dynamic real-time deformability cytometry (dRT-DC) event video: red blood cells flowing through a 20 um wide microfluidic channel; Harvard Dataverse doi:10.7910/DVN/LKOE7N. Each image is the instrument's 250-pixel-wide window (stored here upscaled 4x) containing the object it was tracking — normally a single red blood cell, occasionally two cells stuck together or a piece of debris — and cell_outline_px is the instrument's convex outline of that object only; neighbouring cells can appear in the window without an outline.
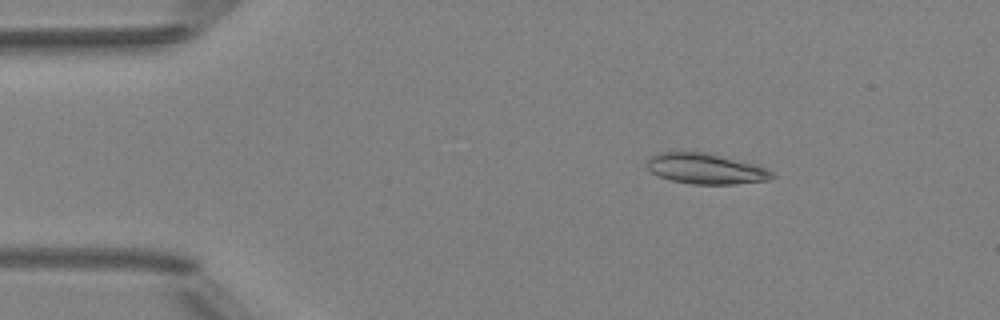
{"species": "Egyptian fruit bat (a non-hibernating species)", "species_latin": "Rousettus aegyptiacus", "temperature_condition": "room temperature", "stored_images_in_passage": 3, "camera_frame_rate_fps": 3000, "um_per_image_px": 0.085, "animal": {"sex": "female"}, "frame": {"image": 1, "passage_image": 1, "time_ms": 0.0, "image_size_px": [1000, 320], "cell_outline_px": [[776, 176], [768, 180], [736, 184], [692, 184], [672, 180], [656, 176], [648, 168], [648, 156], [656, 152], [708, 152], [756, 164], [768, 168]], "centroid_in_image_um": [60.0, 14.33], "position_along_channel_um": 25.0, "area_um2": 22.54}}
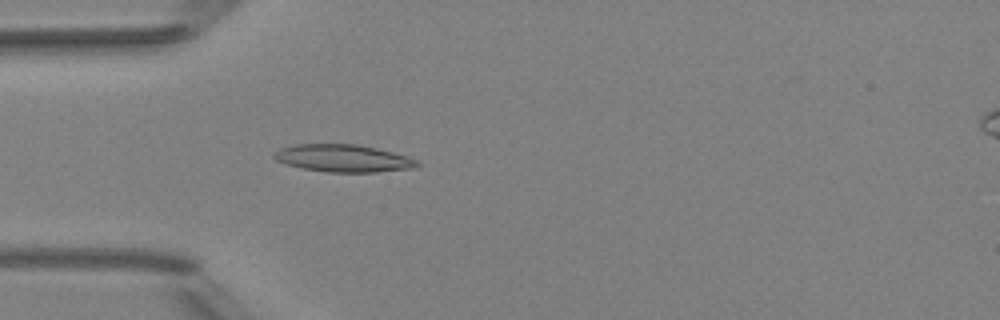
{"frame": {"image": 2, "passage_image": 3, "time_ms": 2.333, "image_size_px": [1000, 320], "cell_outline_px": [[420, 164], [416, 168], [376, 172], [328, 172], [304, 168], [288, 164], [276, 160], [272, 156], [280, 148], [296, 144], [356, 144], [376, 148], [408, 156], [416, 160]], "centroid_in_image_um": [29.21, 13.45], "position_along_channel_um": 55.8, "area_um2": 22.72}}